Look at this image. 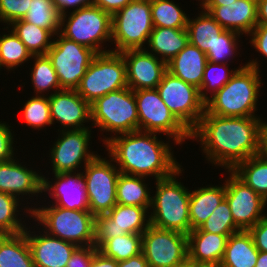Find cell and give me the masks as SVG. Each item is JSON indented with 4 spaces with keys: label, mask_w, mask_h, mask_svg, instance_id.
Returning a JSON list of instances; mask_svg holds the SVG:
<instances>
[{
    "label": "cell",
    "mask_w": 267,
    "mask_h": 267,
    "mask_svg": "<svg viewBox=\"0 0 267 267\" xmlns=\"http://www.w3.org/2000/svg\"><path fill=\"white\" fill-rule=\"evenodd\" d=\"M263 122L260 117H223L204 113L191 131L190 139L200 140L206 160L232 170L238 163L261 153Z\"/></svg>",
    "instance_id": "1"
},
{
    "label": "cell",
    "mask_w": 267,
    "mask_h": 267,
    "mask_svg": "<svg viewBox=\"0 0 267 267\" xmlns=\"http://www.w3.org/2000/svg\"><path fill=\"white\" fill-rule=\"evenodd\" d=\"M156 134L138 130L104 137L103 144L121 173L145 179L152 175L160 180L172 176L182 165L173 157L169 141L164 143Z\"/></svg>",
    "instance_id": "2"
},
{
    "label": "cell",
    "mask_w": 267,
    "mask_h": 267,
    "mask_svg": "<svg viewBox=\"0 0 267 267\" xmlns=\"http://www.w3.org/2000/svg\"><path fill=\"white\" fill-rule=\"evenodd\" d=\"M257 58L239 67L230 80L205 101V112L223 117H258L261 88Z\"/></svg>",
    "instance_id": "3"
},
{
    "label": "cell",
    "mask_w": 267,
    "mask_h": 267,
    "mask_svg": "<svg viewBox=\"0 0 267 267\" xmlns=\"http://www.w3.org/2000/svg\"><path fill=\"white\" fill-rule=\"evenodd\" d=\"M42 206L25 209L45 227L42 231L77 246L95 245V216L89 210H70L54 204Z\"/></svg>",
    "instance_id": "4"
},
{
    "label": "cell",
    "mask_w": 267,
    "mask_h": 267,
    "mask_svg": "<svg viewBox=\"0 0 267 267\" xmlns=\"http://www.w3.org/2000/svg\"><path fill=\"white\" fill-rule=\"evenodd\" d=\"M183 170L180 168L172 176L155 181L156 193L151 197L150 207L153 212H150L149 218L152 226L188 234L191 231L189 217L191 192L176 179Z\"/></svg>",
    "instance_id": "5"
},
{
    "label": "cell",
    "mask_w": 267,
    "mask_h": 267,
    "mask_svg": "<svg viewBox=\"0 0 267 267\" xmlns=\"http://www.w3.org/2000/svg\"><path fill=\"white\" fill-rule=\"evenodd\" d=\"M69 14H63L60 17L59 33L63 37L84 45L97 54L111 52L102 47V43L111 42L112 38V15L110 13L91 5L73 10Z\"/></svg>",
    "instance_id": "6"
},
{
    "label": "cell",
    "mask_w": 267,
    "mask_h": 267,
    "mask_svg": "<svg viewBox=\"0 0 267 267\" xmlns=\"http://www.w3.org/2000/svg\"><path fill=\"white\" fill-rule=\"evenodd\" d=\"M93 127L113 136L139 130L134 91L129 87L110 92L90 104Z\"/></svg>",
    "instance_id": "7"
},
{
    "label": "cell",
    "mask_w": 267,
    "mask_h": 267,
    "mask_svg": "<svg viewBox=\"0 0 267 267\" xmlns=\"http://www.w3.org/2000/svg\"><path fill=\"white\" fill-rule=\"evenodd\" d=\"M151 2L132 0L123 9L112 15V38L116 48L112 52L121 53L131 49H145L153 30Z\"/></svg>",
    "instance_id": "8"
},
{
    "label": "cell",
    "mask_w": 267,
    "mask_h": 267,
    "mask_svg": "<svg viewBox=\"0 0 267 267\" xmlns=\"http://www.w3.org/2000/svg\"><path fill=\"white\" fill-rule=\"evenodd\" d=\"M126 87L128 85L123 56L111 51L94 57L76 91L91 104L97 98Z\"/></svg>",
    "instance_id": "9"
},
{
    "label": "cell",
    "mask_w": 267,
    "mask_h": 267,
    "mask_svg": "<svg viewBox=\"0 0 267 267\" xmlns=\"http://www.w3.org/2000/svg\"><path fill=\"white\" fill-rule=\"evenodd\" d=\"M139 118V131L163 133L176 144L191 138V132L172 114L158 90L134 91Z\"/></svg>",
    "instance_id": "10"
},
{
    "label": "cell",
    "mask_w": 267,
    "mask_h": 267,
    "mask_svg": "<svg viewBox=\"0 0 267 267\" xmlns=\"http://www.w3.org/2000/svg\"><path fill=\"white\" fill-rule=\"evenodd\" d=\"M111 162L112 158L109 161L98 154L82 172L89 211L94 216L106 214L117 204L116 188L121 172Z\"/></svg>",
    "instance_id": "11"
},
{
    "label": "cell",
    "mask_w": 267,
    "mask_h": 267,
    "mask_svg": "<svg viewBox=\"0 0 267 267\" xmlns=\"http://www.w3.org/2000/svg\"><path fill=\"white\" fill-rule=\"evenodd\" d=\"M59 35V36H58ZM46 55L51 60L62 89H76L97 55L92 49L57 33Z\"/></svg>",
    "instance_id": "12"
},
{
    "label": "cell",
    "mask_w": 267,
    "mask_h": 267,
    "mask_svg": "<svg viewBox=\"0 0 267 267\" xmlns=\"http://www.w3.org/2000/svg\"><path fill=\"white\" fill-rule=\"evenodd\" d=\"M156 89L172 114L191 132L205 112L199 89L168 71Z\"/></svg>",
    "instance_id": "13"
},
{
    "label": "cell",
    "mask_w": 267,
    "mask_h": 267,
    "mask_svg": "<svg viewBox=\"0 0 267 267\" xmlns=\"http://www.w3.org/2000/svg\"><path fill=\"white\" fill-rule=\"evenodd\" d=\"M142 252L149 267H176L188 258V236L150 225L142 234Z\"/></svg>",
    "instance_id": "14"
},
{
    "label": "cell",
    "mask_w": 267,
    "mask_h": 267,
    "mask_svg": "<svg viewBox=\"0 0 267 267\" xmlns=\"http://www.w3.org/2000/svg\"><path fill=\"white\" fill-rule=\"evenodd\" d=\"M150 208L116 204L106 214L95 216V246L125 234H143L151 225ZM148 216V218H147ZM147 218V219H146ZM146 221V222H145Z\"/></svg>",
    "instance_id": "15"
},
{
    "label": "cell",
    "mask_w": 267,
    "mask_h": 267,
    "mask_svg": "<svg viewBox=\"0 0 267 267\" xmlns=\"http://www.w3.org/2000/svg\"><path fill=\"white\" fill-rule=\"evenodd\" d=\"M58 137L49 154L53 174L78 172L97 156L88 150L91 129L60 130Z\"/></svg>",
    "instance_id": "16"
},
{
    "label": "cell",
    "mask_w": 267,
    "mask_h": 267,
    "mask_svg": "<svg viewBox=\"0 0 267 267\" xmlns=\"http://www.w3.org/2000/svg\"><path fill=\"white\" fill-rule=\"evenodd\" d=\"M226 178V193L230 211L235 225L243 231H248L267 214H262L266 200L242 182L231 170Z\"/></svg>",
    "instance_id": "17"
},
{
    "label": "cell",
    "mask_w": 267,
    "mask_h": 267,
    "mask_svg": "<svg viewBox=\"0 0 267 267\" xmlns=\"http://www.w3.org/2000/svg\"><path fill=\"white\" fill-rule=\"evenodd\" d=\"M126 65L127 85L133 91L155 89L167 72V63L147 48L121 52Z\"/></svg>",
    "instance_id": "18"
},
{
    "label": "cell",
    "mask_w": 267,
    "mask_h": 267,
    "mask_svg": "<svg viewBox=\"0 0 267 267\" xmlns=\"http://www.w3.org/2000/svg\"><path fill=\"white\" fill-rule=\"evenodd\" d=\"M48 97L52 125L57 121L63 126L61 130L89 129L83 123L91 122L90 104L77 93L76 89H62L51 93Z\"/></svg>",
    "instance_id": "19"
},
{
    "label": "cell",
    "mask_w": 267,
    "mask_h": 267,
    "mask_svg": "<svg viewBox=\"0 0 267 267\" xmlns=\"http://www.w3.org/2000/svg\"><path fill=\"white\" fill-rule=\"evenodd\" d=\"M28 230L26 227L24 232L35 267L67 266L72 253L78 247L76 244L51 236L45 231H39V235Z\"/></svg>",
    "instance_id": "20"
},
{
    "label": "cell",
    "mask_w": 267,
    "mask_h": 267,
    "mask_svg": "<svg viewBox=\"0 0 267 267\" xmlns=\"http://www.w3.org/2000/svg\"><path fill=\"white\" fill-rule=\"evenodd\" d=\"M53 184L43 176L42 192H49L52 204L70 210H89L82 172L54 174Z\"/></svg>",
    "instance_id": "21"
},
{
    "label": "cell",
    "mask_w": 267,
    "mask_h": 267,
    "mask_svg": "<svg viewBox=\"0 0 267 267\" xmlns=\"http://www.w3.org/2000/svg\"><path fill=\"white\" fill-rule=\"evenodd\" d=\"M32 169L21 165L16 158L0 162V192L11 194L18 199H21L20 195L23 197L29 194L31 197L41 194L44 175Z\"/></svg>",
    "instance_id": "22"
},
{
    "label": "cell",
    "mask_w": 267,
    "mask_h": 267,
    "mask_svg": "<svg viewBox=\"0 0 267 267\" xmlns=\"http://www.w3.org/2000/svg\"><path fill=\"white\" fill-rule=\"evenodd\" d=\"M225 30L249 35L257 25V0H236L224 6H200Z\"/></svg>",
    "instance_id": "23"
},
{
    "label": "cell",
    "mask_w": 267,
    "mask_h": 267,
    "mask_svg": "<svg viewBox=\"0 0 267 267\" xmlns=\"http://www.w3.org/2000/svg\"><path fill=\"white\" fill-rule=\"evenodd\" d=\"M188 258L207 267H219L229 236L204 232L200 228L188 234Z\"/></svg>",
    "instance_id": "24"
},
{
    "label": "cell",
    "mask_w": 267,
    "mask_h": 267,
    "mask_svg": "<svg viewBox=\"0 0 267 267\" xmlns=\"http://www.w3.org/2000/svg\"><path fill=\"white\" fill-rule=\"evenodd\" d=\"M206 63V53L188 43L167 63V71L200 90Z\"/></svg>",
    "instance_id": "25"
},
{
    "label": "cell",
    "mask_w": 267,
    "mask_h": 267,
    "mask_svg": "<svg viewBox=\"0 0 267 267\" xmlns=\"http://www.w3.org/2000/svg\"><path fill=\"white\" fill-rule=\"evenodd\" d=\"M222 185L198 187L190 193L189 217L191 231L199 228L225 199L226 180Z\"/></svg>",
    "instance_id": "26"
},
{
    "label": "cell",
    "mask_w": 267,
    "mask_h": 267,
    "mask_svg": "<svg viewBox=\"0 0 267 267\" xmlns=\"http://www.w3.org/2000/svg\"><path fill=\"white\" fill-rule=\"evenodd\" d=\"M189 43L187 29L154 27L148 40L150 53L166 63L171 61ZM159 56V57H158Z\"/></svg>",
    "instance_id": "27"
},
{
    "label": "cell",
    "mask_w": 267,
    "mask_h": 267,
    "mask_svg": "<svg viewBox=\"0 0 267 267\" xmlns=\"http://www.w3.org/2000/svg\"><path fill=\"white\" fill-rule=\"evenodd\" d=\"M258 254L251 234L241 230L228 237L219 267H255Z\"/></svg>",
    "instance_id": "28"
},
{
    "label": "cell",
    "mask_w": 267,
    "mask_h": 267,
    "mask_svg": "<svg viewBox=\"0 0 267 267\" xmlns=\"http://www.w3.org/2000/svg\"><path fill=\"white\" fill-rule=\"evenodd\" d=\"M0 267H35L25 232L0 235Z\"/></svg>",
    "instance_id": "29"
},
{
    "label": "cell",
    "mask_w": 267,
    "mask_h": 267,
    "mask_svg": "<svg viewBox=\"0 0 267 267\" xmlns=\"http://www.w3.org/2000/svg\"><path fill=\"white\" fill-rule=\"evenodd\" d=\"M199 12H201L199 16L193 20L188 17L186 29L189 43L206 53L212 49L217 35H220L224 28L207 11Z\"/></svg>",
    "instance_id": "30"
},
{
    "label": "cell",
    "mask_w": 267,
    "mask_h": 267,
    "mask_svg": "<svg viewBox=\"0 0 267 267\" xmlns=\"http://www.w3.org/2000/svg\"><path fill=\"white\" fill-rule=\"evenodd\" d=\"M231 171L267 204V159L261 153L238 163Z\"/></svg>",
    "instance_id": "31"
},
{
    "label": "cell",
    "mask_w": 267,
    "mask_h": 267,
    "mask_svg": "<svg viewBox=\"0 0 267 267\" xmlns=\"http://www.w3.org/2000/svg\"><path fill=\"white\" fill-rule=\"evenodd\" d=\"M145 177L120 173L117 180V204L151 207V193L144 180Z\"/></svg>",
    "instance_id": "32"
},
{
    "label": "cell",
    "mask_w": 267,
    "mask_h": 267,
    "mask_svg": "<svg viewBox=\"0 0 267 267\" xmlns=\"http://www.w3.org/2000/svg\"><path fill=\"white\" fill-rule=\"evenodd\" d=\"M9 27L12 28L11 30L19 37L32 55H46L53 44L51 37H54V35L50 31L22 19L12 22L7 27H4L3 30L6 28L9 30Z\"/></svg>",
    "instance_id": "33"
},
{
    "label": "cell",
    "mask_w": 267,
    "mask_h": 267,
    "mask_svg": "<svg viewBox=\"0 0 267 267\" xmlns=\"http://www.w3.org/2000/svg\"><path fill=\"white\" fill-rule=\"evenodd\" d=\"M60 17L54 0H30V7L22 20L56 35L60 30Z\"/></svg>",
    "instance_id": "34"
},
{
    "label": "cell",
    "mask_w": 267,
    "mask_h": 267,
    "mask_svg": "<svg viewBox=\"0 0 267 267\" xmlns=\"http://www.w3.org/2000/svg\"><path fill=\"white\" fill-rule=\"evenodd\" d=\"M104 256L116 261L127 260L142 252V234H125L106 239L99 247Z\"/></svg>",
    "instance_id": "35"
},
{
    "label": "cell",
    "mask_w": 267,
    "mask_h": 267,
    "mask_svg": "<svg viewBox=\"0 0 267 267\" xmlns=\"http://www.w3.org/2000/svg\"><path fill=\"white\" fill-rule=\"evenodd\" d=\"M153 27L186 29L188 17L172 0H151Z\"/></svg>",
    "instance_id": "36"
},
{
    "label": "cell",
    "mask_w": 267,
    "mask_h": 267,
    "mask_svg": "<svg viewBox=\"0 0 267 267\" xmlns=\"http://www.w3.org/2000/svg\"><path fill=\"white\" fill-rule=\"evenodd\" d=\"M8 32L0 35V69L5 67L10 71L29 61L33 55L12 30Z\"/></svg>",
    "instance_id": "37"
},
{
    "label": "cell",
    "mask_w": 267,
    "mask_h": 267,
    "mask_svg": "<svg viewBox=\"0 0 267 267\" xmlns=\"http://www.w3.org/2000/svg\"><path fill=\"white\" fill-rule=\"evenodd\" d=\"M32 58H34L35 62L30 75L36 95H44L45 91H50V89H54V93L62 90L56 71L48 56L33 55Z\"/></svg>",
    "instance_id": "38"
},
{
    "label": "cell",
    "mask_w": 267,
    "mask_h": 267,
    "mask_svg": "<svg viewBox=\"0 0 267 267\" xmlns=\"http://www.w3.org/2000/svg\"><path fill=\"white\" fill-rule=\"evenodd\" d=\"M20 200L8 193L0 192V235L19 234L25 231L26 224L18 218ZM18 212V213H17ZM19 214V215H17Z\"/></svg>",
    "instance_id": "39"
},
{
    "label": "cell",
    "mask_w": 267,
    "mask_h": 267,
    "mask_svg": "<svg viewBox=\"0 0 267 267\" xmlns=\"http://www.w3.org/2000/svg\"><path fill=\"white\" fill-rule=\"evenodd\" d=\"M228 63H212L207 61L204 69L203 80L200 88V97L206 101L210 96L221 89L238 70H230ZM227 66V67H226ZM217 69V70H216ZM228 71V72H227Z\"/></svg>",
    "instance_id": "40"
},
{
    "label": "cell",
    "mask_w": 267,
    "mask_h": 267,
    "mask_svg": "<svg viewBox=\"0 0 267 267\" xmlns=\"http://www.w3.org/2000/svg\"><path fill=\"white\" fill-rule=\"evenodd\" d=\"M47 95H35L30 98L23 107L25 123L34 128L42 129L45 125H52L49 97Z\"/></svg>",
    "instance_id": "41"
},
{
    "label": "cell",
    "mask_w": 267,
    "mask_h": 267,
    "mask_svg": "<svg viewBox=\"0 0 267 267\" xmlns=\"http://www.w3.org/2000/svg\"><path fill=\"white\" fill-rule=\"evenodd\" d=\"M204 232L230 236L241 231L234 222L229 204L224 199L212 212L208 219L199 227Z\"/></svg>",
    "instance_id": "42"
},
{
    "label": "cell",
    "mask_w": 267,
    "mask_h": 267,
    "mask_svg": "<svg viewBox=\"0 0 267 267\" xmlns=\"http://www.w3.org/2000/svg\"><path fill=\"white\" fill-rule=\"evenodd\" d=\"M239 33L231 30H223L212 47L206 52L207 61L212 63H226L234 57L238 51ZM235 53V54H234ZM230 57V58H229ZM226 60V61H225Z\"/></svg>",
    "instance_id": "43"
},
{
    "label": "cell",
    "mask_w": 267,
    "mask_h": 267,
    "mask_svg": "<svg viewBox=\"0 0 267 267\" xmlns=\"http://www.w3.org/2000/svg\"><path fill=\"white\" fill-rule=\"evenodd\" d=\"M30 7V0H0V22L10 25L23 19Z\"/></svg>",
    "instance_id": "44"
},
{
    "label": "cell",
    "mask_w": 267,
    "mask_h": 267,
    "mask_svg": "<svg viewBox=\"0 0 267 267\" xmlns=\"http://www.w3.org/2000/svg\"><path fill=\"white\" fill-rule=\"evenodd\" d=\"M10 126L0 122V162L8 161L14 157V137Z\"/></svg>",
    "instance_id": "45"
},
{
    "label": "cell",
    "mask_w": 267,
    "mask_h": 267,
    "mask_svg": "<svg viewBox=\"0 0 267 267\" xmlns=\"http://www.w3.org/2000/svg\"><path fill=\"white\" fill-rule=\"evenodd\" d=\"M97 250L95 245L78 246L72 253L66 267H90Z\"/></svg>",
    "instance_id": "46"
},
{
    "label": "cell",
    "mask_w": 267,
    "mask_h": 267,
    "mask_svg": "<svg viewBox=\"0 0 267 267\" xmlns=\"http://www.w3.org/2000/svg\"><path fill=\"white\" fill-rule=\"evenodd\" d=\"M248 232L258 251L267 252V216L259 220Z\"/></svg>",
    "instance_id": "47"
},
{
    "label": "cell",
    "mask_w": 267,
    "mask_h": 267,
    "mask_svg": "<svg viewBox=\"0 0 267 267\" xmlns=\"http://www.w3.org/2000/svg\"><path fill=\"white\" fill-rule=\"evenodd\" d=\"M249 36L251 46L267 59V25L257 24Z\"/></svg>",
    "instance_id": "48"
},
{
    "label": "cell",
    "mask_w": 267,
    "mask_h": 267,
    "mask_svg": "<svg viewBox=\"0 0 267 267\" xmlns=\"http://www.w3.org/2000/svg\"><path fill=\"white\" fill-rule=\"evenodd\" d=\"M132 0H92V5L101 8L103 11L113 15L115 12L123 9Z\"/></svg>",
    "instance_id": "49"
},
{
    "label": "cell",
    "mask_w": 267,
    "mask_h": 267,
    "mask_svg": "<svg viewBox=\"0 0 267 267\" xmlns=\"http://www.w3.org/2000/svg\"><path fill=\"white\" fill-rule=\"evenodd\" d=\"M54 3L58 8L60 15H63L67 13L66 11L69 7L77 10L82 7L91 6L92 0H54Z\"/></svg>",
    "instance_id": "50"
},
{
    "label": "cell",
    "mask_w": 267,
    "mask_h": 267,
    "mask_svg": "<svg viewBox=\"0 0 267 267\" xmlns=\"http://www.w3.org/2000/svg\"><path fill=\"white\" fill-rule=\"evenodd\" d=\"M118 261L104 256L100 251L94 253L90 267H117Z\"/></svg>",
    "instance_id": "51"
},
{
    "label": "cell",
    "mask_w": 267,
    "mask_h": 267,
    "mask_svg": "<svg viewBox=\"0 0 267 267\" xmlns=\"http://www.w3.org/2000/svg\"><path fill=\"white\" fill-rule=\"evenodd\" d=\"M117 267H149L143 252L130 257L127 260L118 261Z\"/></svg>",
    "instance_id": "52"
},
{
    "label": "cell",
    "mask_w": 267,
    "mask_h": 267,
    "mask_svg": "<svg viewBox=\"0 0 267 267\" xmlns=\"http://www.w3.org/2000/svg\"><path fill=\"white\" fill-rule=\"evenodd\" d=\"M257 24L267 25V0H257Z\"/></svg>",
    "instance_id": "53"
},
{
    "label": "cell",
    "mask_w": 267,
    "mask_h": 267,
    "mask_svg": "<svg viewBox=\"0 0 267 267\" xmlns=\"http://www.w3.org/2000/svg\"><path fill=\"white\" fill-rule=\"evenodd\" d=\"M261 154L267 159V123L263 122L261 128Z\"/></svg>",
    "instance_id": "54"
},
{
    "label": "cell",
    "mask_w": 267,
    "mask_h": 267,
    "mask_svg": "<svg viewBox=\"0 0 267 267\" xmlns=\"http://www.w3.org/2000/svg\"><path fill=\"white\" fill-rule=\"evenodd\" d=\"M236 0H204L200 6H224V4L234 3Z\"/></svg>",
    "instance_id": "55"
},
{
    "label": "cell",
    "mask_w": 267,
    "mask_h": 267,
    "mask_svg": "<svg viewBox=\"0 0 267 267\" xmlns=\"http://www.w3.org/2000/svg\"><path fill=\"white\" fill-rule=\"evenodd\" d=\"M255 267H267V252L259 251Z\"/></svg>",
    "instance_id": "56"
},
{
    "label": "cell",
    "mask_w": 267,
    "mask_h": 267,
    "mask_svg": "<svg viewBox=\"0 0 267 267\" xmlns=\"http://www.w3.org/2000/svg\"><path fill=\"white\" fill-rule=\"evenodd\" d=\"M176 267H207V266L199 264L187 258L184 262L178 264Z\"/></svg>",
    "instance_id": "57"
}]
</instances>
